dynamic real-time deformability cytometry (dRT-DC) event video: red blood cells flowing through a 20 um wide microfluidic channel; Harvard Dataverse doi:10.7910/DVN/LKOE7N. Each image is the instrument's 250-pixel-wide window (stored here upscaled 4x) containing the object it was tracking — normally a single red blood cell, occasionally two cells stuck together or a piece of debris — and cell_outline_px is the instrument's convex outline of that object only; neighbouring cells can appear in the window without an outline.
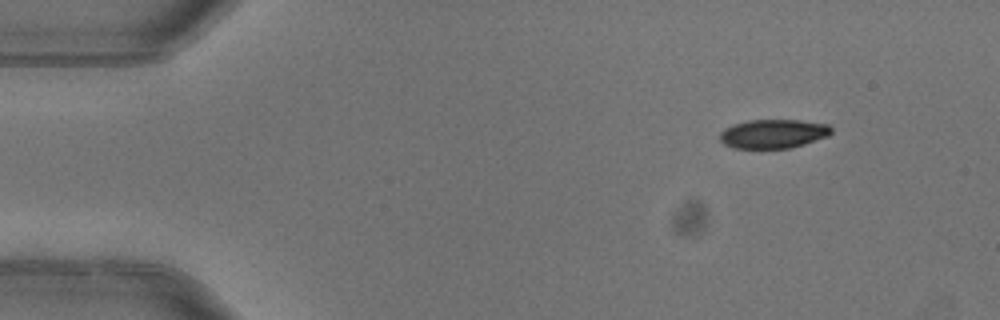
{"species": "common noctule bat (a hibernating species)", "species_latin": "Nyctalus noctula", "temperature_condition": "warm", "stored_images_in_passage": 6, "camera_frame_rate_fps": 3000, "um_per_image_px": 0.085, "animal": {"sex": "female"}, "frame": {"image": 1, "passage_image": 1, "time_ms": 0.0, "image_size_px": [1000, 320], "cell_outline_px": [[832, 132], [828, 136], [804, 144], [788, 148], [732, 148], [724, 144], [720, 140], [720, 132], [724, 128], [732, 124], [748, 120], [800, 120], [828, 124], [832, 128]], "centroid_in_image_um": [65.71, 11.36], "position_along_channel_um": 19.3, "area_um2": 18.9}}
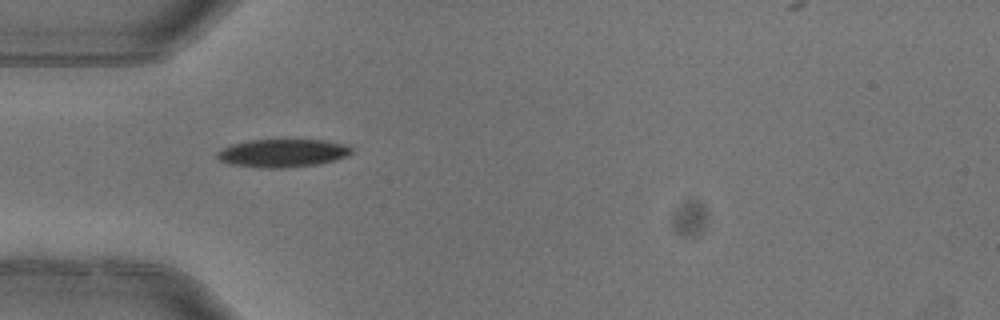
{"frame": {"image": 2, "passage_image": 4, "time_ms": 1.0, "image_size_px": [1000, 320], "cell_outline_px": [[352, 152], [348, 156], [336, 160], [320, 164], [288, 168], [260, 168], [228, 164], [220, 160], [216, 156], [216, 152], [232, 144], [248, 140], [324, 140], [344, 144], [352, 148]], "centroid_in_image_um": [24.03, 13.03], "position_along_channel_um": 61.0, "area_um2": 22.2}}